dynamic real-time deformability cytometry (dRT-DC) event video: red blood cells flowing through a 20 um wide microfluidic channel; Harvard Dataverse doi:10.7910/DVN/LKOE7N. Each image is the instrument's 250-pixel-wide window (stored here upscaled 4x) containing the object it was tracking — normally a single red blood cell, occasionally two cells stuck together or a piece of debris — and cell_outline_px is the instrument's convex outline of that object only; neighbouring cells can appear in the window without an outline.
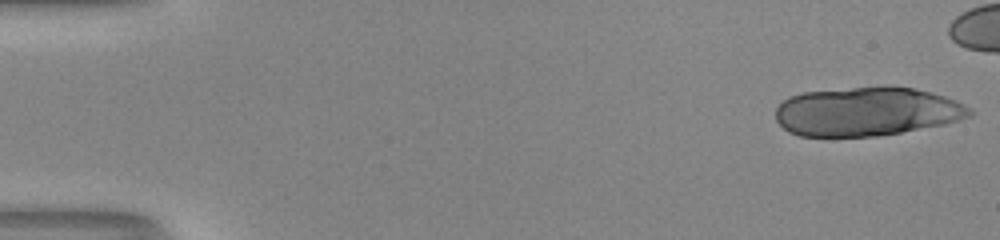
{"species": "human", "species_latin": "Homo sapiens", "temperature_condition": "room temperature", "stored_images_in_passage": 20, "camera_frame_rate_fps": 3000, "um_per_image_px": 0.085, "donor": {"sex": "male"}, "frame": {"image": 1, "passage_image": 1, "time_ms": 0.0, "image_size_px": [1000, 240], "cell_outline_px": [[972, 116], [960, 120], [944, 124], [900, 132], [876, 136], [800, 136], [788, 132], [776, 120], [776, 108], [788, 96], [804, 92], [852, 88], [912, 88], [944, 96], [956, 100], [972, 108]], "centroid_in_image_um": [73.67, 9.5], "position_along_channel_um": 11.3, "area_um2": 54.62}}